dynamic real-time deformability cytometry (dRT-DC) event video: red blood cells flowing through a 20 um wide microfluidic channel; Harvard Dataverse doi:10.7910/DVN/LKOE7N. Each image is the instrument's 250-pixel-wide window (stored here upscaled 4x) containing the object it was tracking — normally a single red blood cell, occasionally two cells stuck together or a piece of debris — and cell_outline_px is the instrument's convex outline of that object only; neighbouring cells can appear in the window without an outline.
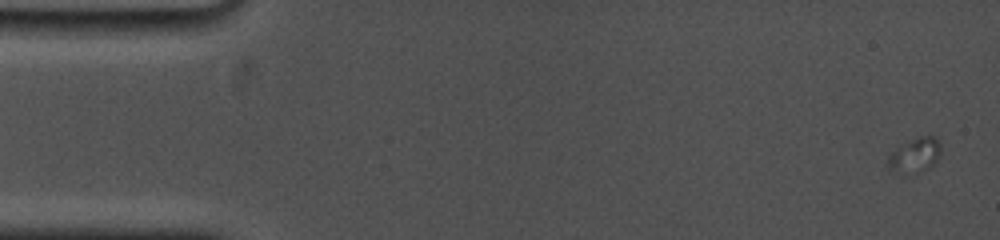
{"species": "common noctule bat (a hibernating species)", "species_latin": "Nyctalus noctula", "temperature_condition": "cold", "stored_images_in_passage": 25, "camera_frame_rate_fps": 5000, "um_per_image_px": 0.085, "animal": {"sex": "female", "body_mass_g": 19.0, "forearm_length_mm": 53.3}, "frame": {"image": 1, "passage_image": 1, "time_ms": 0.0, "image_size_px": [1000, 240], "cell_outline_px": [[940, 152], [936, 160], [928, 168], [900, 176], [888, 168], [884, 164], [888, 156], [892, 152], [904, 144], [920, 136], [936, 136], [940, 140]], "centroid_in_image_um": [77.71, 13.22], "position_along_channel_um": 7.3, "area_um2": 10.69}}
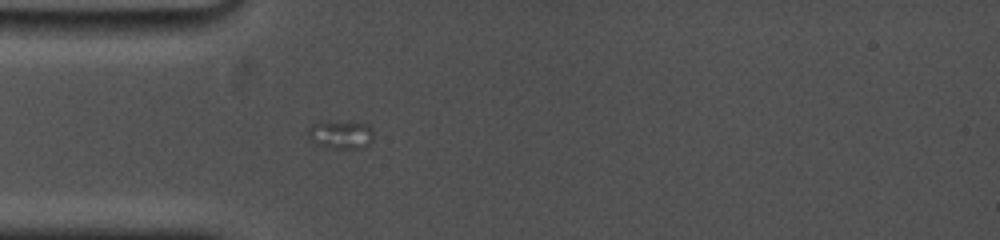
{"frame": {"image": 2, "passage_image": 8, "time_ms": 5.8, "image_size_px": [1000, 240], "cell_outline_px": [[372, 140], [368, 144], [360, 148], [332, 148], [316, 144], [304, 132], [312, 124], [328, 120], [356, 120], [372, 124]], "centroid_in_image_um": [28.97, 11.37], "position_along_channel_um": 56.0, "area_um2": 11.44}}
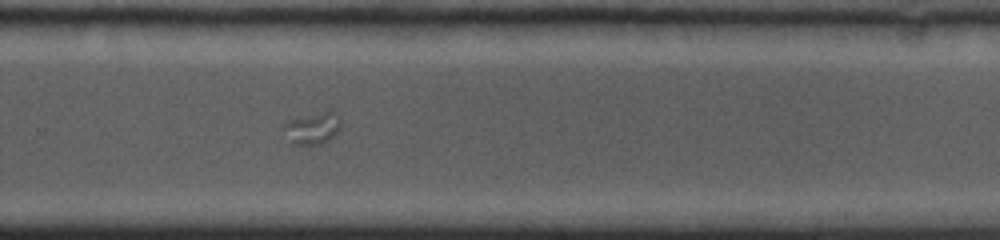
{"frame": {"image": 3, "passage_image": 25, "time_ms": 13.8, "image_size_px": [1000, 240], "cell_outline_px": [[340, 128], [328, 140], [320, 144], [292, 144], [284, 128], [284, 124], [288, 120], [328, 108], [332, 108], [336, 112], [340, 120]], "centroid_in_image_um": [26.61, 10.82], "position_along_channel_um": 303.2, "area_um2": 10.69}}